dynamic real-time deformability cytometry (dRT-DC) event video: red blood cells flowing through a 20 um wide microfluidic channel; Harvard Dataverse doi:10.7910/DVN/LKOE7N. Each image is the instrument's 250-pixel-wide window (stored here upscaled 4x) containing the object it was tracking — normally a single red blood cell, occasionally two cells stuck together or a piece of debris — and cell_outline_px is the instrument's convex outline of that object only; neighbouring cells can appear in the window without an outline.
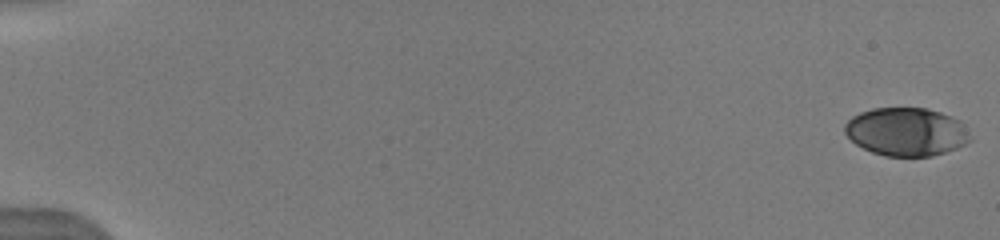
{"species": "human", "species_latin": "Homo sapiens", "temperature_condition": "warm", "stored_images_in_passage": 34, "camera_frame_rate_fps": 3000, "um_per_image_px": 0.085, "donor": {"sex": "male"}, "frame": {"image": 1, "passage_image": 1, "time_ms": 0.0, "image_size_px": [1000, 240], "cell_outline_px": [[972, 140], [956, 148], [932, 156], [884, 156], [872, 152], [856, 144], [844, 132], [844, 124], [852, 116], [860, 112], [872, 108], [928, 108], [940, 112], [960, 120]], "centroid_in_image_um": [77.02, 11.19], "position_along_channel_um": 8.0, "area_um2": 35.2}}
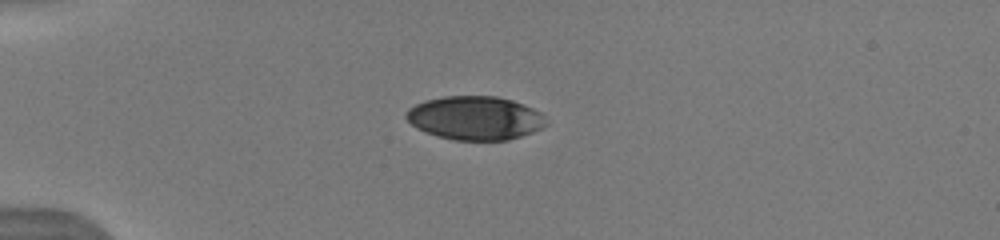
{"frame": {"image": 2, "passage_image": 10, "time_ms": 4.667, "image_size_px": [1000, 240], "cell_outline_px": [[548, 124], [544, 128], [508, 140], [452, 140], [436, 136], [416, 128], [404, 116], [408, 108], [424, 100], [444, 96], [496, 96], [512, 100], [524, 104], [540, 112], [544, 116]], "centroid_in_image_um": [40.38, 10.03], "position_along_channel_um": 44.6, "area_um2": 35.84}}
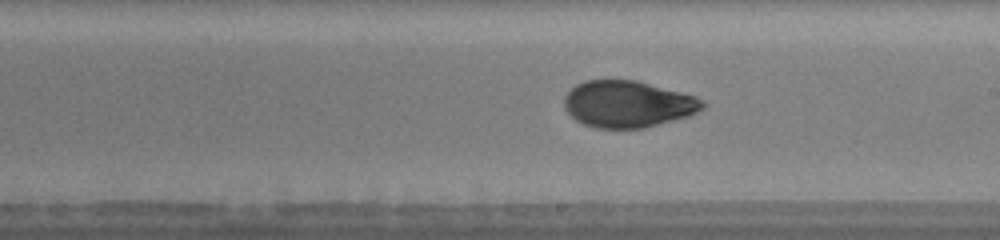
{"frame": {"image": 3, "passage_image": 26, "time_ms": 10.333, "image_size_px": [1000, 240], "cell_outline_px": [[708, 104], [704, 108], [688, 116], [640, 128], [596, 128], [584, 124], [576, 120], [564, 108], [564, 96], [576, 84], [584, 80], [636, 80], [696, 96], [704, 100]], "centroid_in_image_um": [53.36, 8.83], "position_along_channel_um": 235.6, "area_um2": 37.51}}